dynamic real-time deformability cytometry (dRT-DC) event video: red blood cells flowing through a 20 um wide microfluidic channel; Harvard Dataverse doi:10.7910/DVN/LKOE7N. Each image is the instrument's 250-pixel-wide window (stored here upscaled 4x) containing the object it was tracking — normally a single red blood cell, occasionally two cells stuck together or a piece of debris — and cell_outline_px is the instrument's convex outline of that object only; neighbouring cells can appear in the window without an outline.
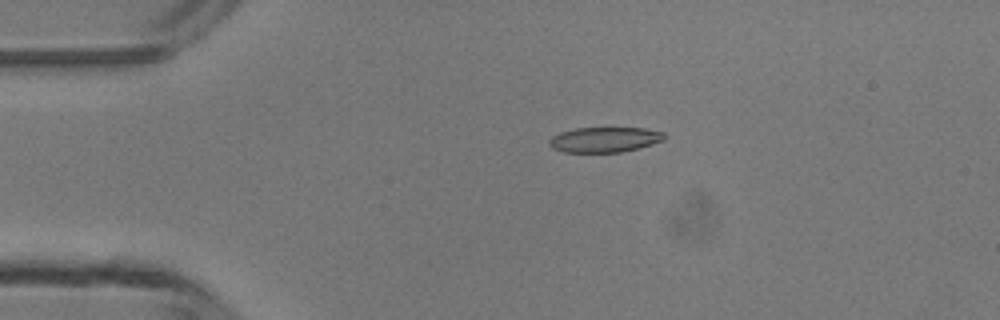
{"species": "common noctule bat (a hibernating species)", "species_latin": "Nyctalus noctula", "temperature_condition": "room temperature", "stored_images_in_passage": 2, "camera_frame_rate_fps": 3000, "um_per_image_px": 0.085, "animal": {"sex": "male", "body_mass_g": 13.3}, "frame": {"image": 1, "passage_image": 1, "time_ms": 0.0, "image_size_px": [1000, 320], "cell_outline_px": [[664, 140], [640, 148], [620, 152], [564, 152], [552, 148], [548, 144], [548, 140], [552, 136], [560, 132], [576, 128], [644, 128], [664, 132]], "centroid_in_image_um": [51.37, 11.87], "position_along_channel_um": 33.6, "area_um2": 16.94}}